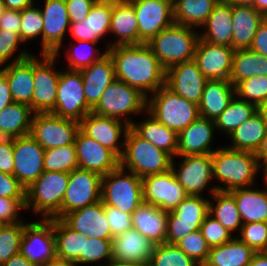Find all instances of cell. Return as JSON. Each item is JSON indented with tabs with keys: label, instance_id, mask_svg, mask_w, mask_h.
<instances>
[{
	"label": "cell",
	"instance_id": "cell-1",
	"mask_svg": "<svg viewBox=\"0 0 267 266\" xmlns=\"http://www.w3.org/2000/svg\"><path fill=\"white\" fill-rule=\"evenodd\" d=\"M107 53L114 63L115 79L139 90L147 98L165 85L166 69L147 43L117 45Z\"/></svg>",
	"mask_w": 267,
	"mask_h": 266
},
{
	"label": "cell",
	"instance_id": "cell-2",
	"mask_svg": "<svg viewBox=\"0 0 267 266\" xmlns=\"http://www.w3.org/2000/svg\"><path fill=\"white\" fill-rule=\"evenodd\" d=\"M211 155L213 178L225 187L212 186L210 194L216 190L231 191L254 185L256 174L260 170L255 153L222 147L216 149Z\"/></svg>",
	"mask_w": 267,
	"mask_h": 266
},
{
	"label": "cell",
	"instance_id": "cell-3",
	"mask_svg": "<svg viewBox=\"0 0 267 266\" xmlns=\"http://www.w3.org/2000/svg\"><path fill=\"white\" fill-rule=\"evenodd\" d=\"M172 159L168 153L155 147L129 127L124 137L120 167L143 178L168 171L171 169Z\"/></svg>",
	"mask_w": 267,
	"mask_h": 266
},
{
	"label": "cell",
	"instance_id": "cell-4",
	"mask_svg": "<svg viewBox=\"0 0 267 266\" xmlns=\"http://www.w3.org/2000/svg\"><path fill=\"white\" fill-rule=\"evenodd\" d=\"M199 39V32L194 27L174 23L147 44L160 64L167 69L174 64L193 60Z\"/></svg>",
	"mask_w": 267,
	"mask_h": 266
},
{
	"label": "cell",
	"instance_id": "cell-5",
	"mask_svg": "<svg viewBox=\"0 0 267 266\" xmlns=\"http://www.w3.org/2000/svg\"><path fill=\"white\" fill-rule=\"evenodd\" d=\"M68 180L69 173L67 172L44 171L26 189V210L32 207L35 214H42V219H62V201Z\"/></svg>",
	"mask_w": 267,
	"mask_h": 266
},
{
	"label": "cell",
	"instance_id": "cell-6",
	"mask_svg": "<svg viewBox=\"0 0 267 266\" xmlns=\"http://www.w3.org/2000/svg\"><path fill=\"white\" fill-rule=\"evenodd\" d=\"M152 95L147 98V111L177 133L186 129L200 117L197 104L179 96L166 85L160 87Z\"/></svg>",
	"mask_w": 267,
	"mask_h": 266
},
{
	"label": "cell",
	"instance_id": "cell-7",
	"mask_svg": "<svg viewBox=\"0 0 267 266\" xmlns=\"http://www.w3.org/2000/svg\"><path fill=\"white\" fill-rule=\"evenodd\" d=\"M146 109L147 97L145 95L123 81L115 79L103 92L92 112L121 120L131 126L133 120L128 117L133 114L137 115Z\"/></svg>",
	"mask_w": 267,
	"mask_h": 266
},
{
	"label": "cell",
	"instance_id": "cell-8",
	"mask_svg": "<svg viewBox=\"0 0 267 266\" xmlns=\"http://www.w3.org/2000/svg\"><path fill=\"white\" fill-rule=\"evenodd\" d=\"M122 167L102 176L101 201L104 206L133 214L143 202L142 178Z\"/></svg>",
	"mask_w": 267,
	"mask_h": 266
},
{
	"label": "cell",
	"instance_id": "cell-9",
	"mask_svg": "<svg viewBox=\"0 0 267 266\" xmlns=\"http://www.w3.org/2000/svg\"><path fill=\"white\" fill-rule=\"evenodd\" d=\"M92 108L87 104L80 70L60 72L52 114L80 122Z\"/></svg>",
	"mask_w": 267,
	"mask_h": 266
},
{
	"label": "cell",
	"instance_id": "cell-10",
	"mask_svg": "<svg viewBox=\"0 0 267 266\" xmlns=\"http://www.w3.org/2000/svg\"><path fill=\"white\" fill-rule=\"evenodd\" d=\"M79 122L52 113H33L30 136L45 150L74 144Z\"/></svg>",
	"mask_w": 267,
	"mask_h": 266
},
{
	"label": "cell",
	"instance_id": "cell-11",
	"mask_svg": "<svg viewBox=\"0 0 267 266\" xmlns=\"http://www.w3.org/2000/svg\"><path fill=\"white\" fill-rule=\"evenodd\" d=\"M102 176L96 172L74 169L62 201V218L72 211L101 201Z\"/></svg>",
	"mask_w": 267,
	"mask_h": 266
},
{
	"label": "cell",
	"instance_id": "cell-12",
	"mask_svg": "<svg viewBox=\"0 0 267 266\" xmlns=\"http://www.w3.org/2000/svg\"><path fill=\"white\" fill-rule=\"evenodd\" d=\"M20 253L37 266L57 258L53 218L28 222L24 227Z\"/></svg>",
	"mask_w": 267,
	"mask_h": 266
},
{
	"label": "cell",
	"instance_id": "cell-13",
	"mask_svg": "<svg viewBox=\"0 0 267 266\" xmlns=\"http://www.w3.org/2000/svg\"><path fill=\"white\" fill-rule=\"evenodd\" d=\"M55 54H41L39 60L34 56V91L32 111L34 113H51L56 104L59 71H55ZM55 69V70H54Z\"/></svg>",
	"mask_w": 267,
	"mask_h": 266
},
{
	"label": "cell",
	"instance_id": "cell-14",
	"mask_svg": "<svg viewBox=\"0 0 267 266\" xmlns=\"http://www.w3.org/2000/svg\"><path fill=\"white\" fill-rule=\"evenodd\" d=\"M143 201L164 211L174 210L187 196L172 169L142 178Z\"/></svg>",
	"mask_w": 267,
	"mask_h": 266
},
{
	"label": "cell",
	"instance_id": "cell-15",
	"mask_svg": "<svg viewBox=\"0 0 267 266\" xmlns=\"http://www.w3.org/2000/svg\"><path fill=\"white\" fill-rule=\"evenodd\" d=\"M43 149L30 135L13 138L14 177L29 188L45 171Z\"/></svg>",
	"mask_w": 267,
	"mask_h": 266
},
{
	"label": "cell",
	"instance_id": "cell-16",
	"mask_svg": "<svg viewBox=\"0 0 267 266\" xmlns=\"http://www.w3.org/2000/svg\"><path fill=\"white\" fill-rule=\"evenodd\" d=\"M131 3L138 20L139 38L144 43L175 23L173 0H139Z\"/></svg>",
	"mask_w": 267,
	"mask_h": 266
},
{
	"label": "cell",
	"instance_id": "cell-17",
	"mask_svg": "<svg viewBox=\"0 0 267 266\" xmlns=\"http://www.w3.org/2000/svg\"><path fill=\"white\" fill-rule=\"evenodd\" d=\"M183 157L180 167L175 168L172 159L171 169L187 195L202 196V192L213 178L212 155H187Z\"/></svg>",
	"mask_w": 267,
	"mask_h": 266
},
{
	"label": "cell",
	"instance_id": "cell-18",
	"mask_svg": "<svg viewBox=\"0 0 267 266\" xmlns=\"http://www.w3.org/2000/svg\"><path fill=\"white\" fill-rule=\"evenodd\" d=\"M41 14L44 26L41 41L42 52L40 53L58 56L63 46V38L71 23L65 0H45Z\"/></svg>",
	"mask_w": 267,
	"mask_h": 266
},
{
	"label": "cell",
	"instance_id": "cell-19",
	"mask_svg": "<svg viewBox=\"0 0 267 266\" xmlns=\"http://www.w3.org/2000/svg\"><path fill=\"white\" fill-rule=\"evenodd\" d=\"M207 80L194 60L177 63L166 69L165 85L197 105L201 102Z\"/></svg>",
	"mask_w": 267,
	"mask_h": 266
},
{
	"label": "cell",
	"instance_id": "cell-20",
	"mask_svg": "<svg viewBox=\"0 0 267 266\" xmlns=\"http://www.w3.org/2000/svg\"><path fill=\"white\" fill-rule=\"evenodd\" d=\"M78 168L93 171L101 176L120 166V158L110 149L102 146L80 129L75 137Z\"/></svg>",
	"mask_w": 267,
	"mask_h": 266
},
{
	"label": "cell",
	"instance_id": "cell-21",
	"mask_svg": "<svg viewBox=\"0 0 267 266\" xmlns=\"http://www.w3.org/2000/svg\"><path fill=\"white\" fill-rule=\"evenodd\" d=\"M0 71L6 76L13 101L29 105L32 109L34 56L28 51H21Z\"/></svg>",
	"mask_w": 267,
	"mask_h": 266
},
{
	"label": "cell",
	"instance_id": "cell-22",
	"mask_svg": "<svg viewBox=\"0 0 267 266\" xmlns=\"http://www.w3.org/2000/svg\"><path fill=\"white\" fill-rule=\"evenodd\" d=\"M129 127L128 124L123 123L121 120L100 116L92 111L79 122V129L85 135L113 151L119 158L123 153L120 147H124V142H121V145L118 142L122 137L121 135L123 137L126 136Z\"/></svg>",
	"mask_w": 267,
	"mask_h": 266
},
{
	"label": "cell",
	"instance_id": "cell-23",
	"mask_svg": "<svg viewBox=\"0 0 267 266\" xmlns=\"http://www.w3.org/2000/svg\"><path fill=\"white\" fill-rule=\"evenodd\" d=\"M234 52L233 47L215 45L199 39L193 60L208 80H229Z\"/></svg>",
	"mask_w": 267,
	"mask_h": 266
},
{
	"label": "cell",
	"instance_id": "cell-24",
	"mask_svg": "<svg viewBox=\"0 0 267 266\" xmlns=\"http://www.w3.org/2000/svg\"><path fill=\"white\" fill-rule=\"evenodd\" d=\"M62 220L85 237L112 239L102 201L67 213Z\"/></svg>",
	"mask_w": 267,
	"mask_h": 266
},
{
	"label": "cell",
	"instance_id": "cell-25",
	"mask_svg": "<svg viewBox=\"0 0 267 266\" xmlns=\"http://www.w3.org/2000/svg\"><path fill=\"white\" fill-rule=\"evenodd\" d=\"M112 7L113 0H97L83 21L70 23V32L76 41L99 42L110 33Z\"/></svg>",
	"mask_w": 267,
	"mask_h": 266
},
{
	"label": "cell",
	"instance_id": "cell-26",
	"mask_svg": "<svg viewBox=\"0 0 267 266\" xmlns=\"http://www.w3.org/2000/svg\"><path fill=\"white\" fill-rule=\"evenodd\" d=\"M216 126L213 120L198 117L178 133L177 156L212 154L211 143Z\"/></svg>",
	"mask_w": 267,
	"mask_h": 266
},
{
	"label": "cell",
	"instance_id": "cell-27",
	"mask_svg": "<svg viewBox=\"0 0 267 266\" xmlns=\"http://www.w3.org/2000/svg\"><path fill=\"white\" fill-rule=\"evenodd\" d=\"M156 244L131 228L112 238V258L148 266Z\"/></svg>",
	"mask_w": 267,
	"mask_h": 266
},
{
	"label": "cell",
	"instance_id": "cell-28",
	"mask_svg": "<svg viewBox=\"0 0 267 266\" xmlns=\"http://www.w3.org/2000/svg\"><path fill=\"white\" fill-rule=\"evenodd\" d=\"M110 33L114 34L117 40L113 43H108L106 50L117 45H138L144 43L139 38L138 20L131 2L113 0Z\"/></svg>",
	"mask_w": 267,
	"mask_h": 266
},
{
	"label": "cell",
	"instance_id": "cell-29",
	"mask_svg": "<svg viewBox=\"0 0 267 266\" xmlns=\"http://www.w3.org/2000/svg\"><path fill=\"white\" fill-rule=\"evenodd\" d=\"M87 104L93 109L101 95L115 80L114 63L106 53L99 61L80 70Z\"/></svg>",
	"mask_w": 267,
	"mask_h": 266
},
{
	"label": "cell",
	"instance_id": "cell-30",
	"mask_svg": "<svg viewBox=\"0 0 267 266\" xmlns=\"http://www.w3.org/2000/svg\"><path fill=\"white\" fill-rule=\"evenodd\" d=\"M203 26L205 31L199 33L200 39L215 45L233 47L232 3L220 0Z\"/></svg>",
	"mask_w": 267,
	"mask_h": 266
},
{
	"label": "cell",
	"instance_id": "cell-31",
	"mask_svg": "<svg viewBox=\"0 0 267 266\" xmlns=\"http://www.w3.org/2000/svg\"><path fill=\"white\" fill-rule=\"evenodd\" d=\"M167 217V211L143 201L132 214V225L147 239L158 245L166 241Z\"/></svg>",
	"mask_w": 267,
	"mask_h": 266
},
{
	"label": "cell",
	"instance_id": "cell-32",
	"mask_svg": "<svg viewBox=\"0 0 267 266\" xmlns=\"http://www.w3.org/2000/svg\"><path fill=\"white\" fill-rule=\"evenodd\" d=\"M236 96L230 80H207L199 107L201 117L215 121Z\"/></svg>",
	"mask_w": 267,
	"mask_h": 266
},
{
	"label": "cell",
	"instance_id": "cell-33",
	"mask_svg": "<svg viewBox=\"0 0 267 266\" xmlns=\"http://www.w3.org/2000/svg\"><path fill=\"white\" fill-rule=\"evenodd\" d=\"M265 18L253 6L232 4L233 49L250 48L255 33Z\"/></svg>",
	"mask_w": 267,
	"mask_h": 266
},
{
	"label": "cell",
	"instance_id": "cell-34",
	"mask_svg": "<svg viewBox=\"0 0 267 266\" xmlns=\"http://www.w3.org/2000/svg\"><path fill=\"white\" fill-rule=\"evenodd\" d=\"M145 113L149 116L148 119L141 123L133 122L130 127L140 137L168 153L174 159L178 151V133L162 124L149 112L146 111Z\"/></svg>",
	"mask_w": 267,
	"mask_h": 266
},
{
	"label": "cell",
	"instance_id": "cell-35",
	"mask_svg": "<svg viewBox=\"0 0 267 266\" xmlns=\"http://www.w3.org/2000/svg\"><path fill=\"white\" fill-rule=\"evenodd\" d=\"M237 204L243 224L267 222V190H253L250 187L229 191Z\"/></svg>",
	"mask_w": 267,
	"mask_h": 266
},
{
	"label": "cell",
	"instance_id": "cell-36",
	"mask_svg": "<svg viewBox=\"0 0 267 266\" xmlns=\"http://www.w3.org/2000/svg\"><path fill=\"white\" fill-rule=\"evenodd\" d=\"M256 252L238 237L210 248L204 266H249Z\"/></svg>",
	"mask_w": 267,
	"mask_h": 266
},
{
	"label": "cell",
	"instance_id": "cell-37",
	"mask_svg": "<svg viewBox=\"0 0 267 266\" xmlns=\"http://www.w3.org/2000/svg\"><path fill=\"white\" fill-rule=\"evenodd\" d=\"M53 232L56 241V255L62 260L81 264V253H84L85 237L74 231L61 218H53Z\"/></svg>",
	"mask_w": 267,
	"mask_h": 266
},
{
	"label": "cell",
	"instance_id": "cell-38",
	"mask_svg": "<svg viewBox=\"0 0 267 266\" xmlns=\"http://www.w3.org/2000/svg\"><path fill=\"white\" fill-rule=\"evenodd\" d=\"M34 113L29 105L13 102L0 112V138L30 135Z\"/></svg>",
	"mask_w": 267,
	"mask_h": 266
},
{
	"label": "cell",
	"instance_id": "cell-39",
	"mask_svg": "<svg viewBox=\"0 0 267 266\" xmlns=\"http://www.w3.org/2000/svg\"><path fill=\"white\" fill-rule=\"evenodd\" d=\"M256 75L267 76V57L250 48L235 50L229 77L232 85Z\"/></svg>",
	"mask_w": 267,
	"mask_h": 266
},
{
	"label": "cell",
	"instance_id": "cell-40",
	"mask_svg": "<svg viewBox=\"0 0 267 266\" xmlns=\"http://www.w3.org/2000/svg\"><path fill=\"white\" fill-rule=\"evenodd\" d=\"M266 134L267 125L260 114L256 112L228 136L232 141V145L228 148L255 153Z\"/></svg>",
	"mask_w": 267,
	"mask_h": 266
},
{
	"label": "cell",
	"instance_id": "cell-41",
	"mask_svg": "<svg viewBox=\"0 0 267 266\" xmlns=\"http://www.w3.org/2000/svg\"><path fill=\"white\" fill-rule=\"evenodd\" d=\"M220 0H173V18L179 25L201 27Z\"/></svg>",
	"mask_w": 267,
	"mask_h": 266
},
{
	"label": "cell",
	"instance_id": "cell-42",
	"mask_svg": "<svg viewBox=\"0 0 267 266\" xmlns=\"http://www.w3.org/2000/svg\"><path fill=\"white\" fill-rule=\"evenodd\" d=\"M216 204L209 200V215L220 222L231 233L240 230L243 222L234 196L229 191H214L212 194ZM239 227V228H238Z\"/></svg>",
	"mask_w": 267,
	"mask_h": 266
},
{
	"label": "cell",
	"instance_id": "cell-43",
	"mask_svg": "<svg viewBox=\"0 0 267 266\" xmlns=\"http://www.w3.org/2000/svg\"><path fill=\"white\" fill-rule=\"evenodd\" d=\"M257 112V107L235 96L223 113L214 121L216 129L228 136Z\"/></svg>",
	"mask_w": 267,
	"mask_h": 266
},
{
	"label": "cell",
	"instance_id": "cell-44",
	"mask_svg": "<svg viewBox=\"0 0 267 266\" xmlns=\"http://www.w3.org/2000/svg\"><path fill=\"white\" fill-rule=\"evenodd\" d=\"M78 168L74 144L45 150L44 170L50 172H71Z\"/></svg>",
	"mask_w": 267,
	"mask_h": 266
},
{
	"label": "cell",
	"instance_id": "cell-45",
	"mask_svg": "<svg viewBox=\"0 0 267 266\" xmlns=\"http://www.w3.org/2000/svg\"><path fill=\"white\" fill-rule=\"evenodd\" d=\"M148 266H199L176 244L162 243L155 246Z\"/></svg>",
	"mask_w": 267,
	"mask_h": 266
},
{
	"label": "cell",
	"instance_id": "cell-46",
	"mask_svg": "<svg viewBox=\"0 0 267 266\" xmlns=\"http://www.w3.org/2000/svg\"><path fill=\"white\" fill-rule=\"evenodd\" d=\"M28 223L5 224L0 227V266L20 253L24 227Z\"/></svg>",
	"mask_w": 267,
	"mask_h": 266
},
{
	"label": "cell",
	"instance_id": "cell-47",
	"mask_svg": "<svg viewBox=\"0 0 267 266\" xmlns=\"http://www.w3.org/2000/svg\"><path fill=\"white\" fill-rule=\"evenodd\" d=\"M97 43L98 42H91V41H76L74 44V46L75 45L76 46L75 47L73 46L74 51L69 50V53H68V51L66 52V57H67L68 62H69L68 63V69L81 70V69H83L87 66H90L91 64L99 61L107 53V50H105L103 53L100 54L99 50L97 49V45H96ZM83 44H84V47H82ZM80 46H81V48H80ZM95 52H96L97 56L94 54Z\"/></svg>",
	"mask_w": 267,
	"mask_h": 266
},
{
	"label": "cell",
	"instance_id": "cell-48",
	"mask_svg": "<svg viewBox=\"0 0 267 266\" xmlns=\"http://www.w3.org/2000/svg\"><path fill=\"white\" fill-rule=\"evenodd\" d=\"M235 91L237 98L258 107L267 99V76L244 79L235 86Z\"/></svg>",
	"mask_w": 267,
	"mask_h": 266
},
{
	"label": "cell",
	"instance_id": "cell-49",
	"mask_svg": "<svg viewBox=\"0 0 267 266\" xmlns=\"http://www.w3.org/2000/svg\"><path fill=\"white\" fill-rule=\"evenodd\" d=\"M176 245L199 265H203L206 262L210 252V247L200 230L190 232L179 240Z\"/></svg>",
	"mask_w": 267,
	"mask_h": 266
},
{
	"label": "cell",
	"instance_id": "cell-50",
	"mask_svg": "<svg viewBox=\"0 0 267 266\" xmlns=\"http://www.w3.org/2000/svg\"><path fill=\"white\" fill-rule=\"evenodd\" d=\"M44 26L40 7L34 4L21 10L20 38L25 43L41 35Z\"/></svg>",
	"mask_w": 267,
	"mask_h": 266
},
{
	"label": "cell",
	"instance_id": "cell-51",
	"mask_svg": "<svg viewBox=\"0 0 267 266\" xmlns=\"http://www.w3.org/2000/svg\"><path fill=\"white\" fill-rule=\"evenodd\" d=\"M203 221L204 220L177 218L171 211H169L165 243L176 244L190 232L200 230Z\"/></svg>",
	"mask_w": 267,
	"mask_h": 266
},
{
	"label": "cell",
	"instance_id": "cell-52",
	"mask_svg": "<svg viewBox=\"0 0 267 266\" xmlns=\"http://www.w3.org/2000/svg\"><path fill=\"white\" fill-rule=\"evenodd\" d=\"M171 212L177 218L204 220L209 214V200L202 196L187 195Z\"/></svg>",
	"mask_w": 267,
	"mask_h": 266
},
{
	"label": "cell",
	"instance_id": "cell-53",
	"mask_svg": "<svg viewBox=\"0 0 267 266\" xmlns=\"http://www.w3.org/2000/svg\"><path fill=\"white\" fill-rule=\"evenodd\" d=\"M238 238L255 252H263L267 247V222L243 224Z\"/></svg>",
	"mask_w": 267,
	"mask_h": 266
},
{
	"label": "cell",
	"instance_id": "cell-54",
	"mask_svg": "<svg viewBox=\"0 0 267 266\" xmlns=\"http://www.w3.org/2000/svg\"><path fill=\"white\" fill-rule=\"evenodd\" d=\"M112 259V239L90 238L85 239L84 253H81V264L94 263Z\"/></svg>",
	"mask_w": 267,
	"mask_h": 266
},
{
	"label": "cell",
	"instance_id": "cell-55",
	"mask_svg": "<svg viewBox=\"0 0 267 266\" xmlns=\"http://www.w3.org/2000/svg\"><path fill=\"white\" fill-rule=\"evenodd\" d=\"M200 231L210 248L225 244L233 238L232 233L209 214L205 217Z\"/></svg>",
	"mask_w": 267,
	"mask_h": 266
},
{
	"label": "cell",
	"instance_id": "cell-56",
	"mask_svg": "<svg viewBox=\"0 0 267 266\" xmlns=\"http://www.w3.org/2000/svg\"><path fill=\"white\" fill-rule=\"evenodd\" d=\"M26 198H6L0 197V223L15 224L26 223L21 218L19 219V210L25 209Z\"/></svg>",
	"mask_w": 267,
	"mask_h": 266
},
{
	"label": "cell",
	"instance_id": "cell-57",
	"mask_svg": "<svg viewBox=\"0 0 267 266\" xmlns=\"http://www.w3.org/2000/svg\"><path fill=\"white\" fill-rule=\"evenodd\" d=\"M105 215L110 227L112 237L133 228L132 214L122 212L118 208L105 206Z\"/></svg>",
	"mask_w": 267,
	"mask_h": 266
},
{
	"label": "cell",
	"instance_id": "cell-58",
	"mask_svg": "<svg viewBox=\"0 0 267 266\" xmlns=\"http://www.w3.org/2000/svg\"><path fill=\"white\" fill-rule=\"evenodd\" d=\"M22 43L18 33L0 29V67L13 57L18 45Z\"/></svg>",
	"mask_w": 267,
	"mask_h": 266
},
{
	"label": "cell",
	"instance_id": "cell-59",
	"mask_svg": "<svg viewBox=\"0 0 267 266\" xmlns=\"http://www.w3.org/2000/svg\"><path fill=\"white\" fill-rule=\"evenodd\" d=\"M0 197L26 198V189L13 175L0 172Z\"/></svg>",
	"mask_w": 267,
	"mask_h": 266
},
{
	"label": "cell",
	"instance_id": "cell-60",
	"mask_svg": "<svg viewBox=\"0 0 267 266\" xmlns=\"http://www.w3.org/2000/svg\"><path fill=\"white\" fill-rule=\"evenodd\" d=\"M97 0H65L71 23L83 21Z\"/></svg>",
	"mask_w": 267,
	"mask_h": 266
},
{
	"label": "cell",
	"instance_id": "cell-61",
	"mask_svg": "<svg viewBox=\"0 0 267 266\" xmlns=\"http://www.w3.org/2000/svg\"><path fill=\"white\" fill-rule=\"evenodd\" d=\"M0 172L14 175L13 138H0Z\"/></svg>",
	"mask_w": 267,
	"mask_h": 266
},
{
	"label": "cell",
	"instance_id": "cell-62",
	"mask_svg": "<svg viewBox=\"0 0 267 266\" xmlns=\"http://www.w3.org/2000/svg\"><path fill=\"white\" fill-rule=\"evenodd\" d=\"M21 11L5 9L0 19V29L3 31H12L20 36Z\"/></svg>",
	"mask_w": 267,
	"mask_h": 266
},
{
	"label": "cell",
	"instance_id": "cell-63",
	"mask_svg": "<svg viewBox=\"0 0 267 266\" xmlns=\"http://www.w3.org/2000/svg\"><path fill=\"white\" fill-rule=\"evenodd\" d=\"M250 49L267 57V17L259 25Z\"/></svg>",
	"mask_w": 267,
	"mask_h": 266
},
{
	"label": "cell",
	"instance_id": "cell-64",
	"mask_svg": "<svg viewBox=\"0 0 267 266\" xmlns=\"http://www.w3.org/2000/svg\"><path fill=\"white\" fill-rule=\"evenodd\" d=\"M13 102L9 83L6 76L0 71V112Z\"/></svg>",
	"mask_w": 267,
	"mask_h": 266
},
{
	"label": "cell",
	"instance_id": "cell-65",
	"mask_svg": "<svg viewBox=\"0 0 267 266\" xmlns=\"http://www.w3.org/2000/svg\"><path fill=\"white\" fill-rule=\"evenodd\" d=\"M5 9L23 10L26 7L32 6L34 0H3Z\"/></svg>",
	"mask_w": 267,
	"mask_h": 266
},
{
	"label": "cell",
	"instance_id": "cell-66",
	"mask_svg": "<svg viewBox=\"0 0 267 266\" xmlns=\"http://www.w3.org/2000/svg\"><path fill=\"white\" fill-rule=\"evenodd\" d=\"M1 266H37L31 263L25 256L21 253L12 256L8 261H6Z\"/></svg>",
	"mask_w": 267,
	"mask_h": 266
},
{
	"label": "cell",
	"instance_id": "cell-67",
	"mask_svg": "<svg viewBox=\"0 0 267 266\" xmlns=\"http://www.w3.org/2000/svg\"><path fill=\"white\" fill-rule=\"evenodd\" d=\"M249 266H267V255L264 252H256Z\"/></svg>",
	"mask_w": 267,
	"mask_h": 266
},
{
	"label": "cell",
	"instance_id": "cell-68",
	"mask_svg": "<svg viewBox=\"0 0 267 266\" xmlns=\"http://www.w3.org/2000/svg\"><path fill=\"white\" fill-rule=\"evenodd\" d=\"M255 155L258 160H267V134L261 141V144L256 150Z\"/></svg>",
	"mask_w": 267,
	"mask_h": 266
},
{
	"label": "cell",
	"instance_id": "cell-69",
	"mask_svg": "<svg viewBox=\"0 0 267 266\" xmlns=\"http://www.w3.org/2000/svg\"><path fill=\"white\" fill-rule=\"evenodd\" d=\"M108 263L109 264L105 265V266H146V265H142V264H139V263H136V262L121 261V260H117V259H114V258L109 260Z\"/></svg>",
	"mask_w": 267,
	"mask_h": 266
},
{
	"label": "cell",
	"instance_id": "cell-70",
	"mask_svg": "<svg viewBox=\"0 0 267 266\" xmlns=\"http://www.w3.org/2000/svg\"><path fill=\"white\" fill-rule=\"evenodd\" d=\"M43 266H77V264L71 261L55 258L53 260L48 261Z\"/></svg>",
	"mask_w": 267,
	"mask_h": 266
},
{
	"label": "cell",
	"instance_id": "cell-71",
	"mask_svg": "<svg viewBox=\"0 0 267 266\" xmlns=\"http://www.w3.org/2000/svg\"><path fill=\"white\" fill-rule=\"evenodd\" d=\"M252 6L267 17V0H255V3Z\"/></svg>",
	"mask_w": 267,
	"mask_h": 266
},
{
	"label": "cell",
	"instance_id": "cell-72",
	"mask_svg": "<svg viewBox=\"0 0 267 266\" xmlns=\"http://www.w3.org/2000/svg\"><path fill=\"white\" fill-rule=\"evenodd\" d=\"M257 112L267 125V99L257 107Z\"/></svg>",
	"mask_w": 267,
	"mask_h": 266
},
{
	"label": "cell",
	"instance_id": "cell-73",
	"mask_svg": "<svg viewBox=\"0 0 267 266\" xmlns=\"http://www.w3.org/2000/svg\"><path fill=\"white\" fill-rule=\"evenodd\" d=\"M258 162H259V169H261V167H264L262 171L263 177H264L263 179H264L265 184L267 185V160H258ZM266 190H267V187H266Z\"/></svg>",
	"mask_w": 267,
	"mask_h": 266
},
{
	"label": "cell",
	"instance_id": "cell-74",
	"mask_svg": "<svg viewBox=\"0 0 267 266\" xmlns=\"http://www.w3.org/2000/svg\"><path fill=\"white\" fill-rule=\"evenodd\" d=\"M232 4H239V5H249L252 6L255 3V0H228Z\"/></svg>",
	"mask_w": 267,
	"mask_h": 266
},
{
	"label": "cell",
	"instance_id": "cell-75",
	"mask_svg": "<svg viewBox=\"0 0 267 266\" xmlns=\"http://www.w3.org/2000/svg\"><path fill=\"white\" fill-rule=\"evenodd\" d=\"M4 10H5L4 2L3 0H0V19L2 18Z\"/></svg>",
	"mask_w": 267,
	"mask_h": 266
},
{
	"label": "cell",
	"instance_id": "cell-76",
	"mask_svg": "<svg viewBox=\"0 0 267 266\" xmlns=\"http://www.w3.org/2000/svg\"><path fill=\"white\" fill-rule=\"evenodd\" d=\"M128 2H134V1H139V0H126Z\"/></svg>",
	"mask_w": 267,
	"mask_h": 266
},
{
	"label": "cell",
	"instance_id": "cell-77",
	"mask_svg": "<svg viewBox=\"0 0 267 266\" xmlns=\"http://www.w3.org/2000/svg\"><path fill=\"white\" fill-rule=\"evenodd\" d=\"M263 252L267 255V247H266V249Z\"/></svg>",
	"mask_w": 267,
	"mask_h": 266
}]
</instances>
